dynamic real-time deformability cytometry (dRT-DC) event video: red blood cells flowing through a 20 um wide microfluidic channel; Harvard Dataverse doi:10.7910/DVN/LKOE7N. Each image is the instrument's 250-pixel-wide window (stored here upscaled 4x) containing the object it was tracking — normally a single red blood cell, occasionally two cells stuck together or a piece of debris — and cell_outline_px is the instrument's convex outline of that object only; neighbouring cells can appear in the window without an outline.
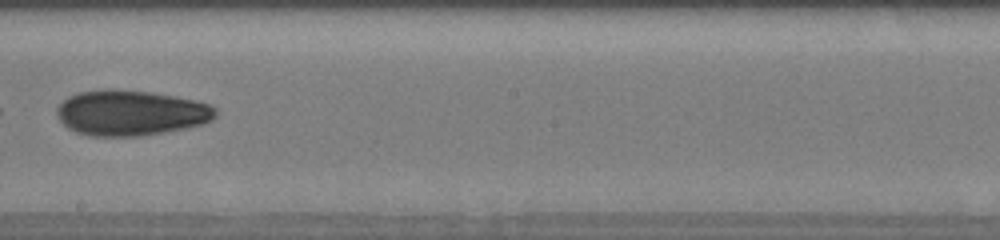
{"species": "human", "species_latin": "Homo sapiens", "temperature_condition": "cold", "stored_images_in_passage": 23, "camera_frame_rate_fps": 3000, "um_per_image_px": 0.085, "donor": {"sex": "male"}, "frame": {"image": 1, "passage_image": 11, "time_ms": 5.0, "image_size_px": [1000, 240], "cell_outline_px": [[216, 116], [212, 120], [200, 124], [184, 128], [164, 132], [140, 136], [92, 136], [76, 132], [68, 128], [56, 116], [56, 108], [68, 96], [76, 92], [104, 88], [108, 88], [152, 92], [176, 96], [208, 104], [216, 108]], "centroid_in_image_um": [11.07, 9.58], "position_along_channel_um": 237.1, "area_um2": 42.14}, "authors_computed_cell_mechanics": {"area_um2": 43.4656, "velocity_mm_per_s": 3.7519, "shape_relaxation_time_tau1_ms": 0.2988, "shape_relaxation_time_tau2_ms": 11.0669, "deformation_change_tau1": 0.2666, "deformation_change_tau2": 0.2159}}